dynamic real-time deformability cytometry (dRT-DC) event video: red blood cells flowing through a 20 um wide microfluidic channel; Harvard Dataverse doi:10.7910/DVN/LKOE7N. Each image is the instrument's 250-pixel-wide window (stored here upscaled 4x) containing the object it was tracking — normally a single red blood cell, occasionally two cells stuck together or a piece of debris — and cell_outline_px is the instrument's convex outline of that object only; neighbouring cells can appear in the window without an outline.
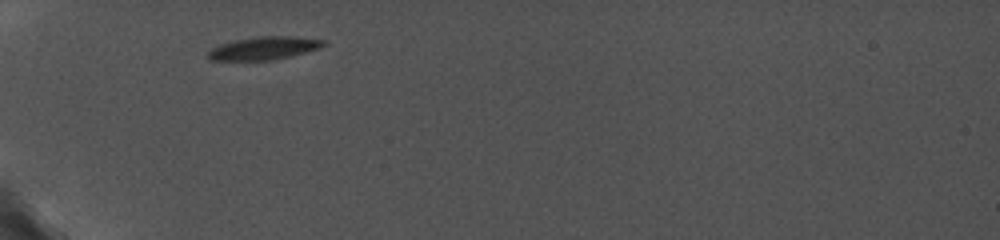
{"species": "common noctule bat (a hibernating species)", "species_latin": "Nyctalus noctula", "temperature_condition": "cold", "stored_images_in_passage": 2, "camera_frame_rate_fps": 5000, "um_per_image_px": 0.085, "animal": {"sex": "female", "body_mass_g": 19.0, "forearm_length_mm": 56.7}, "frame": {"image": 1, "passage_image": 1, "time_ms": 0.0, "image_size_px": [1000, 240], "cell_outline_px": [[328, 44], [320, 48], [276, 60], [212, 60], [208, 56], [208, 52], [212, 48], [220, 44], [236, 40], [260, 36], [296, 36], [328, 40]], "centroid_in_image_um": [22.53, 4.09], "position_along_channel_um": 62.5, "area_um2": 15.55}}
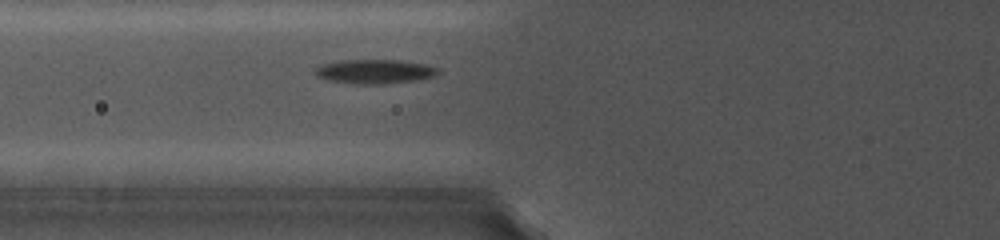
{"frame": {"image": 2, "passage_image": 2, "time_ms": 1.2, "image_size_px": [1000, 240], "cell_outline_px": [[440, 72], [436, 76], [416, 80], [384, 84], [356, 84], [328, 80], [316, 76], [316, 68], [324, 64], [340, 60], [400, 60], [424, 64], [440, 68]], "centroid_in_image_um": [31.9, 6.08], "position_along_channel_um": 93.9, "area_um2": 17.34}}